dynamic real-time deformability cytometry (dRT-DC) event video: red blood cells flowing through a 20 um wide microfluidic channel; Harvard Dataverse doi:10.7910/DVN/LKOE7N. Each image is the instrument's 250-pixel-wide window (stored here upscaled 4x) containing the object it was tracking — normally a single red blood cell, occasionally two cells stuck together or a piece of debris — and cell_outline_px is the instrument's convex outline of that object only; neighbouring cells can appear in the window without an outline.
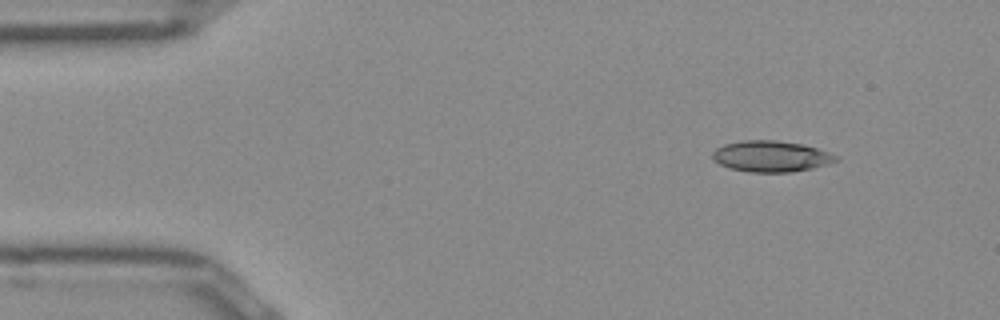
{"species": "Egyptian fruit bat (a non-hibernating species)", "species_latin": "Rousettus aegyptiacus", "temperature_condition": "room temperature", "stored_images_in_passage": 46, "camera_frame_rate_fps": 3000, "um_per_image_px": 0.085, "frame": {"image": 1, "passage_image": 1, "time_ms": 0.0, "image_size_px": [1000, 320], "cell_outline_px": [[840, 160], [828, 164], [812, 168], [792, 172], [748, 172], [728, 168], [712, 160], [712, 152], [716, 148], [724, 144], [744, 140], [776, 140], [804, 144], [828, 152], [836, 156]], "centroid_in_image_um": [65.51, 13.29], "position_along_channel_um": 19.5, "area_um2": 22.48}}
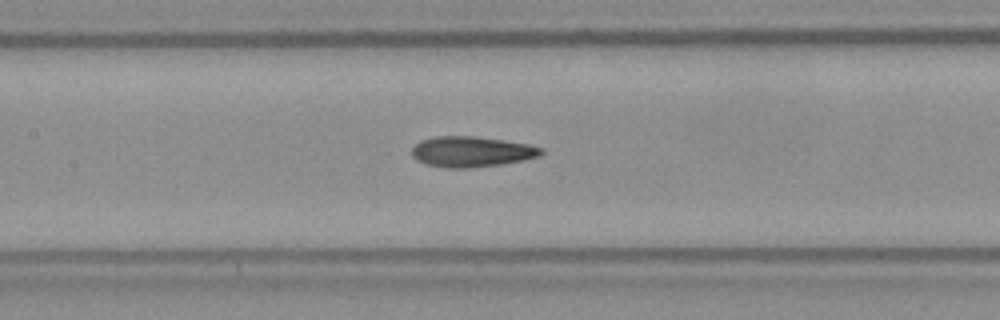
{"frame": {"image": 2, "passage_image": 18, "time_ms": 5.667, "image_size_px": [1000, 320], "cell_outline_px": [[544, 152], [536, 156], [524, 160], [500, 164], [468, 168], [448, 168], [428, 164], [416, 160], [412, 156], [412, 148], [420, 140], [436, 136], [472, 136], [528, 144], [544, 148]], "centroid_in_image_um": [40.05, 12.89], "position_along_channel_um": 167.3, "area_um2": 22.77}}
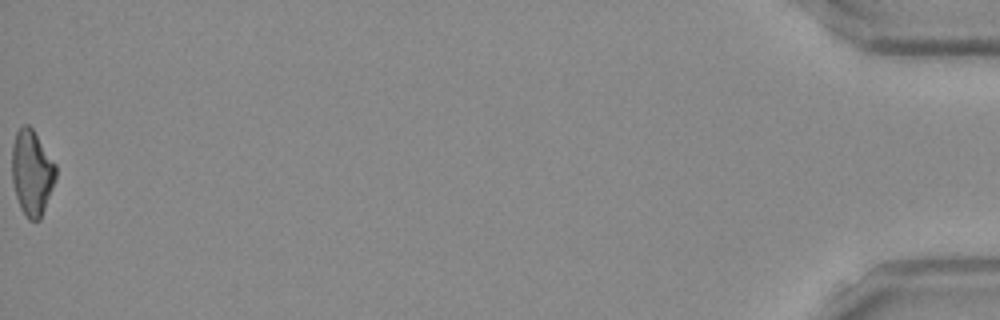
{"frame": {"image": 3, "passage_image": 46, "time_ms": 15.0, "image_size_px": [1000, 320], "cell_outline_px": [[56, 180], [40, 220], [28, 220], [20, 208], [16, 196], [12, 180], [12, 144], [16, 132], [24, 124], [28, 124], [32, 128], [56, 164]], "centroid_in_image_um": [2.71, 14.68], "position_along_channel_um": 432.5, "area_um2": 21.91}, "authors_computed_cell_mechanics": {"area_um2": 22.1952, "velocity_mm_per_s": 3.9927, "shape_relaxation_time_tau1_ms": 7.2567, "shape_relaxation_time_tau2_ms": 4.8378, "deformation_change_tau1": 0.1926, "deformation_change_tau2": 0.1452}}